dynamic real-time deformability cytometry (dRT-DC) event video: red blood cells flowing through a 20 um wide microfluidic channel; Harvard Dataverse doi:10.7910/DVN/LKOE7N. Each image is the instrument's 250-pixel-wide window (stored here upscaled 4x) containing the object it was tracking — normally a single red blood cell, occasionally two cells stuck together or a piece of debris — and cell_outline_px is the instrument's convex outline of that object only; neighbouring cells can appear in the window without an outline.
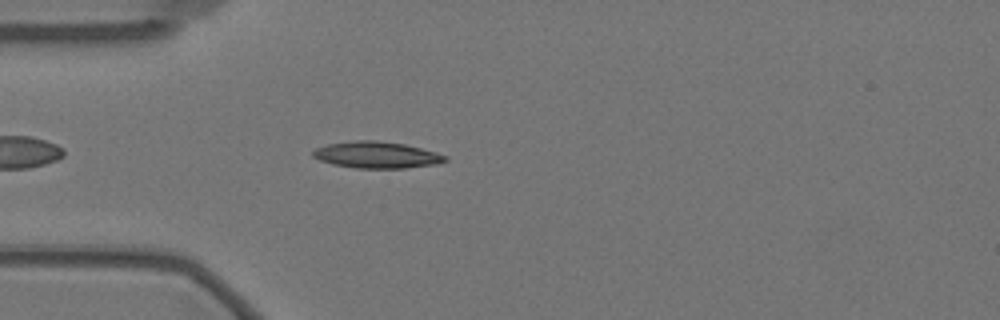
{"species": "Egyptian fruit bat (a non-hibernating species)", "species_latin": "Rousettus aegyptiacus", "temperature_condition": "warm", "stored_images_in_passage": 46, "camera_frame_rate_fps": 3000, "um_per_image_px": 0.085, "animal": {"sex": "female"}, "frame": {"image": 1, "passage_image": 6, "time_ms": 1.667, "image_size_px": [1000, 320], "cell_outline_px": [[448, 160], [436, 164], [404, 168], [356, 168], [332, 164], [320, 160], [312, 156], [312, 152], [316, 148], [328, 144], [356, 140], [376, 140], [404, 144], [436, 152], [448, 156]], "centroid_in_image_um": [32.02, 13.17], "position_along_channel_um": 53.0, "area_um2": 20.4}}
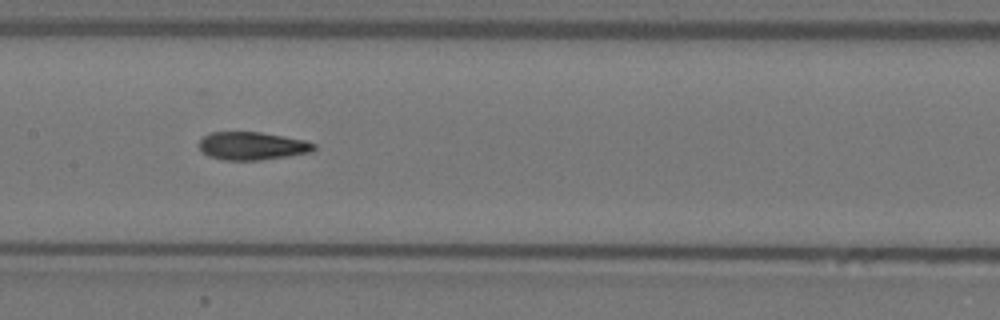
{"frame": {"image": 2, "passage_image": 18, "time_ms": 5.667, "image_size_px": [1000, 320], "cell_outline_px": [[316, 148], [312, 152], [288, 156], [260, 160], [224, 160], [208, 156], [200, 148], [200, 140], [204, 136], [212, 132], [260, 132], [304, 140], [316, 144]], "centroid_in_image_um": [21.46, 12.41], "position_along_channel_um": 185.9, "area_um2": 18.61}}
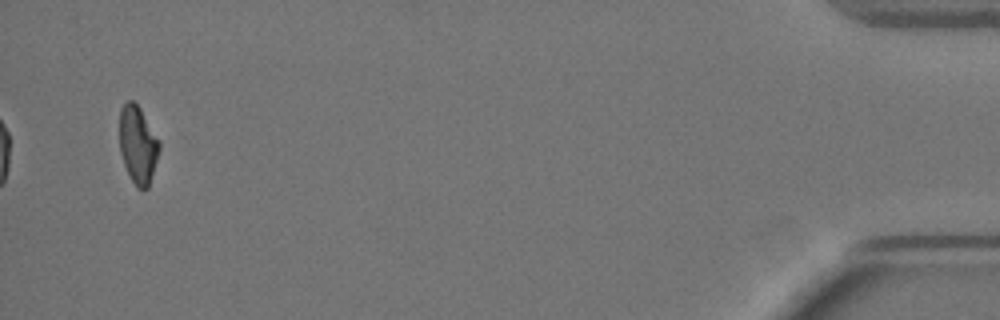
{"frame": {"image": 3, "passage_image": 46, "time_ms": 15.0, "image_size_px": [1000, 320], "cell_outline_px": [[160, 148], [148, 188], [144, 192], [136, 188], [124, 164], [120, 152], [120, 108], [128, 100], [132, 100], [140, 108], [160, 144]], "centroid_in_image_um": [11.71, 12.34], "position_along_channel_um": 423.5, "area_um2": 17.74}, "authors_computed_cell_mechanics": {"area_um2": 19.1318, "velocity_mm_per_s": 3.4805, "shape_relaxation_time_tau1_ms": 8.4891, "shape_relaxation_time_tau2_ms": 2.1198, "deformation_change_tau1": 0.2468, "deformation_change_tau2": 0.0919}}